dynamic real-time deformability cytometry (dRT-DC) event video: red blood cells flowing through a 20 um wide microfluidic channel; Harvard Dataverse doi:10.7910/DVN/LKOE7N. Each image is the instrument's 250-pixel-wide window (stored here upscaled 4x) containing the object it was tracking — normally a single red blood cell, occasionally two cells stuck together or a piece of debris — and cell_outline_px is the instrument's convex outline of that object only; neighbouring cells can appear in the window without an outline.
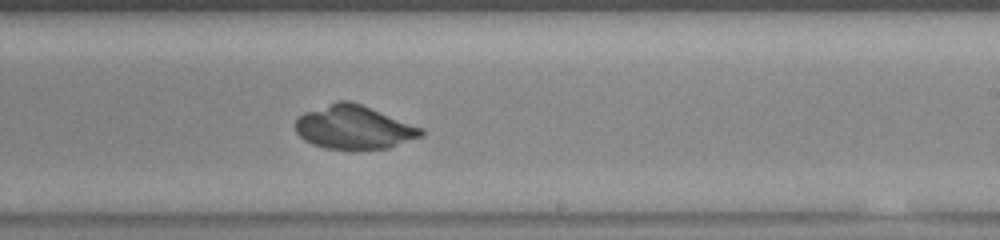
{"species": "common noctule bat (a hibernating species)", "species_latin": "Nyctalus noctula", "temperature_condition": "warm", "stored_images_in_passage": 38, "camera_frame_rate_fps": 3000, "um_per_image_px": 0.085, "animal": {"sex": "female", "body_mass_g": 23.0, "forearm_length_mm": 53.4}, "frame": {"image": 1, "passage_image": 17, "time_ms": 5.333, "image_size_px": [1000, 240], "cell_outline_px": [[424, 136], [388, 148], [324, 148], [312, 144], [304, 140], [296, 132], [296, 120], [304, 112], [336, 100], [348, 100], [360, 104], [424, 128]], "centroid_in_image_um": [30.09, 10.8], "position_along_channel_um": 258.9, "area_um2": 31.73}}
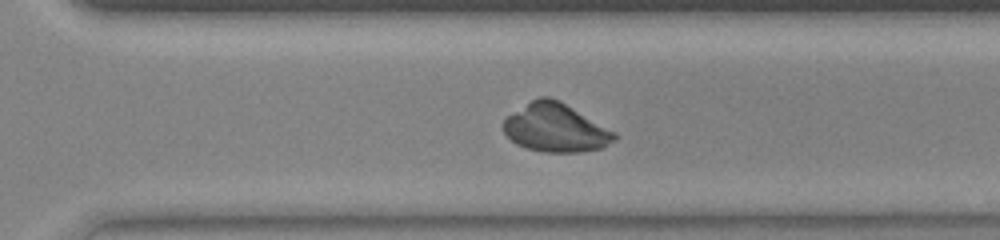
{"frame": {"image": 2, "passage_image": 22, "time_ms": 7.0, "image_size_px": [1000, 240], "cell_outline_px": [[616, 140], [604, 148], [580, 152], [544, 152], [528, 148], [516, 144], [504, 132], [504, 120], [508, 116], [532, 100], [540, 96], [548, 96], [560, 100], [616, 132]], "centroid_in_image_um": [47.27, 10.87], "position_along_channel_um": 323.3, "area_um2": 31.21}}
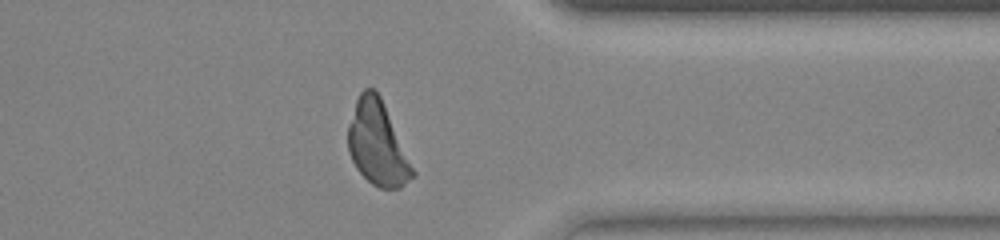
{"frame": {"image": 3, "passage_image": 27, "time_ms": 8.667, "image_size_px": [1000, 240], "cell_outline_px": [[416, 176], [400, 188], [380, 188], [372, 184], [356, 168], [348, 152], [348, 124], [356, 100], [360, 92], [364, 88], [372, 88], [380, 96], [416, 172]], "centroid_in_image_um": [32.08, 12.22], "position_along_channel_um": 379.3, "area_um2": 31.44}}